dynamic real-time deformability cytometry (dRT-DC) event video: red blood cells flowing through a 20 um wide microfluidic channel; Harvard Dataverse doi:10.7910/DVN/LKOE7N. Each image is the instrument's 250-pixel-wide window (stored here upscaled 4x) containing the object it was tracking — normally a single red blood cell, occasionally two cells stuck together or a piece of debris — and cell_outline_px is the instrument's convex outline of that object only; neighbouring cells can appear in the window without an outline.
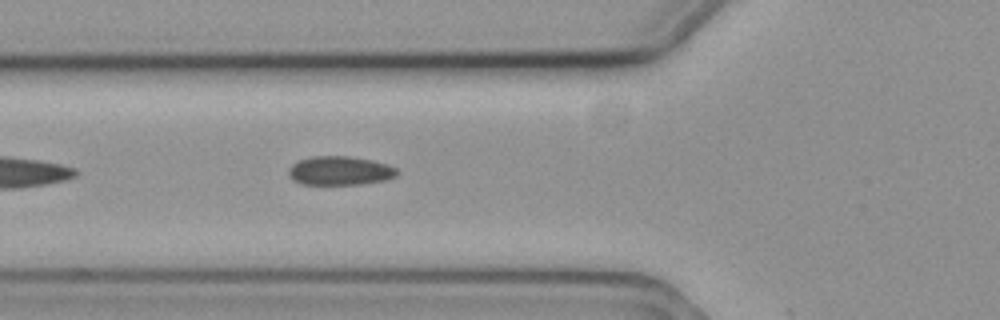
{"species": "common noctule bat (a hibernating species)", "species_latin": "Nyctalus noctula", "temperature_condition": "cold", "stored_images_in_passage": 7, "camera_frame_rate_fps": 3000, "um_per_image_px": 0.085, "animal": {"sex": "female", "body_mass_g": 19.3, "forearm_length_mm": 54.1}, "frame": {"image": 1, "passage_image": 6, "time_ms": 1.667, "image_size_px": [1000, 320], "cell_outline_px": [[400, 172], [396, 176], [384, 180], [360, 184], [304, 184], [292, 180], [288, 176], [288, 168], [292, 164], [300, 160], [312, 156], [348, 156], [372, 160], [388, 164], [396, 168]], "centroid_in_image_um": [28.89, 14.5], "position_along_channel_um": 96.9, "area_um2": 18.32}}